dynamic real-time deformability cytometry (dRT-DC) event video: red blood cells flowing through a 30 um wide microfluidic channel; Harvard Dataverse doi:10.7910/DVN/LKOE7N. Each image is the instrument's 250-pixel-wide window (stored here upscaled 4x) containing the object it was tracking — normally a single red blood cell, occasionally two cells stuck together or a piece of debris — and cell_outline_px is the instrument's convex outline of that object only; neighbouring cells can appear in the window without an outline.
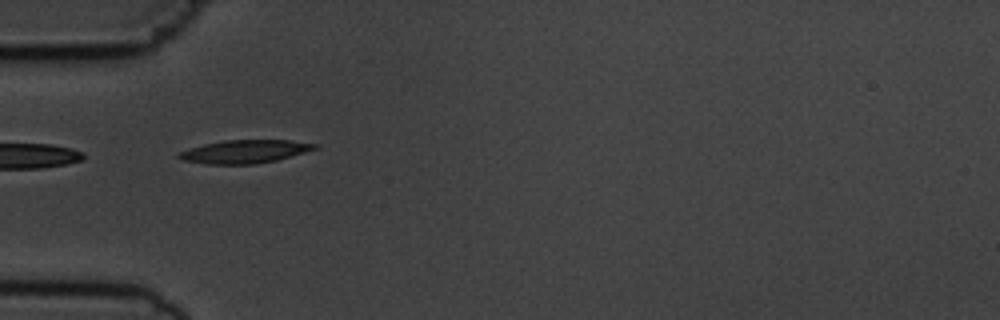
{"species": "common noctule bat (a hibernating species)", "species_latin": "Nyctalus noctula", "temperature_condition": "cold", "stored_images_in_passage": 9, "camera_frame_rate_fps": 3000, "um_per_image_px": 0.085, "animal": {"sex": "male", "body_mass_g": 19.5, "forearm_length_mm": 54.6}, "frame": {"image": 1, "passage_image": 3, "time_ms": 2.0, "image_size_px": [1000, 320], "cell_outline_px": [[320, 148], [276, 160], [256, 164], [208, 164], [184, 160], [176, 156], [180, 152], [204, 144], [224, 140], [288, 140], [316, 144]], "centroid_in_image_um": [20.84, 12.88], "position_along_channel_um": 64.2, "area_um2": 18.15}}
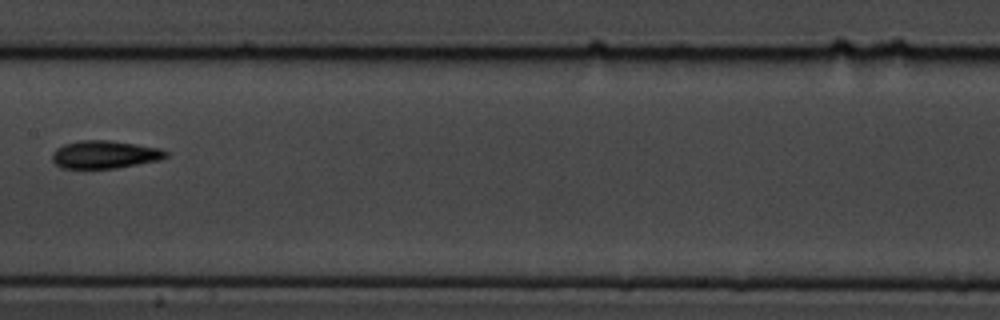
{"frame": {"image": 2, "passage_image": 6, "time_ms": 5.667, "image_size_px": [1000, 320], "cell_outline_px": [[168, 156], [160, 160], [116, 168], [60, 168], [52, 160], [52, 152], [56, 148], [64, 144], [80, 140], [108, 140], [136, 144], [160, 148], [168, 152]], "centroid_in_image_um": [8.89, 13.13], "position_along_channel_um": 198.5, "area_um2": 18.5}}
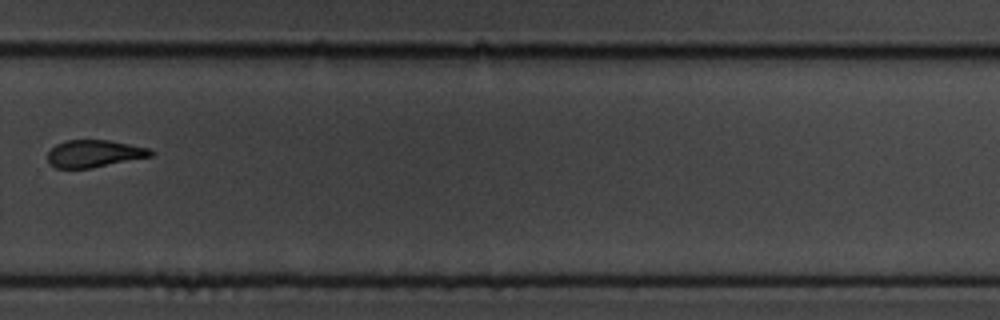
{"frame": {"image": 3, "passage_image": 9, "time_ms": 9.0, "image_size_px": [1000, 320], "cell_outline_px": [[156, 156], [92, 168], [56, 168], [48, 164], [48, 152], [56, 144], [64, 140], [108, 140], [148, 148], [156, 152]], "centroid_in_image_um": [8.04, 13.06], "position_along_channel_um": 321.8, "area_um2": 16.65}}